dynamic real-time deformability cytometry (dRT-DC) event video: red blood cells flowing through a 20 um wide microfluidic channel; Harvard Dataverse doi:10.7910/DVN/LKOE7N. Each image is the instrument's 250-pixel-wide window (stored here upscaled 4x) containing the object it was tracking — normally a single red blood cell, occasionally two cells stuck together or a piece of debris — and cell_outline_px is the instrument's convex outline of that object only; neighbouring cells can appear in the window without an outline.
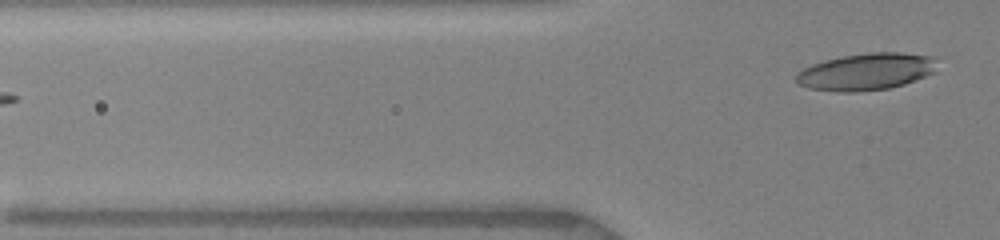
{"species": "human", "species_latin": "Homo sapiens", "temperature_condition": "warm", "stored_images_in_passage": 6, "segment_of_instrument_passage": [2, 2], "camera_frame_rate_fps": 3000, "um_per_image_px": 0.085, "donor": {"sex": "female"}, "frame": {"image": 1, "passage_image": 6, "time_ms": 4.667, "image_size_px": [1000, 240], "cell_outline_px": [[936, 72], [904, 84], [888, 88], [852, 92], [836, 92], [808, 88], [796, 84], [796, 72], [812, 64], [824, 60], [844, 56], [868, 52], [900, 52], [932, 56]], "centroid_in_image_um": [73.57, 6.09], "position_along_channel_um": 52.2, "area_um2": 30.35}}